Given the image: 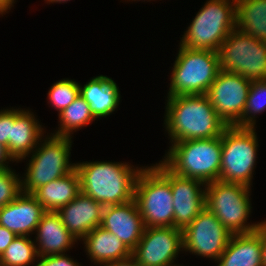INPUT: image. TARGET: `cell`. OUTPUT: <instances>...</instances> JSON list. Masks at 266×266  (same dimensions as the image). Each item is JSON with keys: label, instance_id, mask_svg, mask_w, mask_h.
<instances>
[{"label": "cell", "instance_id": "6da1fadb", "mask_svg": "<svg viewBox=\"0 0 266 266\" xmlns=\"http://www.w3.org/2000/svg\"><path fill=\"white\" fill-rule=\"evenodd\" d=\"M166 101L164 125L169 143L219 137L227 127L206 94L167 96Z\"/></svg>", "mask_w": 266, "mask_h": 266}, {"label": "cell", "instance_id": "7a4b0ae2", "mask_svg": "<svg viewBox=\"0 0 266 266\" xmlns=\"http://www.w3.org/2000/svg\"><path fill=\"white\" fill-rule=\"evenodd\" d=\"M141 167L126 162L84 161L76 163L80 192L104 207L127 203L134 199L135 182Z\"/></svg>", "mask_w": 266, "mask_h": 266}, {"label": "cell", "instance_id": "3957f363", "mask_svg": "<svg viewBox=\"0 0 266 266\" xmlns=\"http://www.w3.org/2000/svg\"><path fill=\"white\" fill-rule=\"evenodd\" d=\"M221 136L171 143L161 162L174 174L197 179L205 185L219 180Z\"/></svg>", "mask_w": 266, "mask_h": 266}, {"label": "cell", "instance_id": "277c9868", "mask_svg": "<svg viewBox=\"0 0 266 266\" xmlns=\"http://www.w3.org/2000/svg\"><path fill=\"white\" fill-rule=\"evenodd\" d=\"M134 200L145 227H174L170 170L161 161L139 172Z\"/></svg>", "mask_w": 266, "mask_h": 266}, {"label": "cell", "instance_id": "5b68a950", "mask_svg": "<svg viewBox=\"0 0 266 266\" xmlns=\"http://www.w3.org/2000/svg\"><path fill=\"white\" fill-rule=\"evenodd\" d=\"M236 29L235 0H207L188 25L180 46L219 51L222 42Z\"/></svg>", "mask_w": 266, "mask_h": 266}, {"label": "cell", "instance_id": "8992f818", "mask_svg": "<svg viewBox=\"0 0 266 266\" xmlns=\"http://www.w3.org/2000/svg\"><path fill=\"white\" fill-rule=\"evenodd\" d=\"M72 137L48 135L43 137L31 152L24 176H21L23 193L32 194L49 182L62 178L76 169V163L69 161Z\"/></svg>", "mask_w": 266, "mask_h": 266}, {"label": "cell", "instance_id": "52a82bcc", "mask_svg": "<svg viewBox=\"0 0 266 266\" xmlns=\"http://www.w3.org/2000/svg\"><path fill=\"white\" fill-rule=\"evenodd\" d=\"M220 71L219 53L179 45L167 96L204 95Z\"/></svg>", "mask_w": 266, "mask_h": 266}, {"label": "cell", "instance_id": "ba28073f", "mask_svg": "<svg viewBox=\"0 0 266 266\" xmlns=\"http://www.w3.org/2000/svg\"><path fill=\"white\" fill-rule=\"evenodd\" d=\"M251 188L240 183L219 180L206 184V207L232 235L256 231L263 222H247L252 211Z\"/></svg>", "mask_w": 266, "mask_h": 266}, {"label": "cell", "instance_id": "9c48e42d", "mask_svg": "<svg viewBox=\"0 0 266 266\" xmlns=\"http://www.w3.org/2000/svg\"><path fill=\"white\" fill-rule=\"evenodd\" d=\"M255 128L227 126L221 136L219 181L252 186L259 146Z\"/></svg>", "mask_w": 266, "mask_h": 266}, {"label": "cell", "instance_id": "30bf717a", "mask_svg": "<svg viewBox=\"0 0 266 266\" xmlns=\"http://www.w3.org/2000/svg\"><path fill=\"white\" fill-rule=\"evenodd\" d=\"M220 70L239 74L249 81L266 79V42L234 29L218 51Z\"/></svg>", "mask_w": 266, "mask_h": 266}, {"label": "cell", "instance_id": "8fae6325", "mask_svg": "<svg viewBox=\"0 0 266 266\" xmlns=\"http://www.w3.org/2000/svg\"><path fill=\"white\" fill-rule=\"evenodd\" d=\"M231 235L213 212L205 207L182 230L183 251L216 262L227 247Z\"/></svg>", "mask_w": 266, "mask_h": 266}, {"label": "cell", "instance_id": "7c38bea8", "mask_svg": "<svg viewBox=\"0 0 266 266\" xmlns=\"http://www.w3.org/2000/svg\"><path fill=\"white\" fill-rule=\"evenodd\" d=\"M251 81L220 70L206 95L220 119L227 126H236L243 117Z\"/></svg>", "mask_w": 266, "mask_h": 266}, {"label": "cell", "instance_id": "4fadbf2b", "mask_svg": "<svg viewBox=\"0 0 266 266\" xmlns=\"http://www.w3.org/2000/svg\"><path fill=\"white\" fill-rule=\"evenodd\" d=\"M183 251L182 230L175 227H145L132 250V257L141 266H172Z\"/></svg>", "mask_w": 266, "mask_h": 266}, {"label": "cell", "instance_id": "5bb4252c", "mask_svg": "<svg viewBox=\"0 0 266 266\" xmlns=\"http://www.w3.org/2000/svg\"><path fill=\"white\" fill-rule=\"evenodd\" d=\"M173 195L174 227L183 230L206 207V185L192 178H185L170 171Z\"/></svg>", "mask_w": 266, "mask_h": 266}, {"label": "cell", "instance_id": "9a60e30c", "mask_svg": "<svg viewBox=\"0 0 266 266\" xmlns=\"http://www.w3.org/2000/svg\"><path fill=\"white\" fill-rule=\"evenodd\" d=\"M101 227L116 235L131 251L141 239L145 225L135 200L105 206Z\"/></svg>", "mask_w": 266, "mask_h": 266}, {"label": "cell", "instance_id": "2e32d148", "mask_svg": "<svg viewBox=\"0 0 266 266\" xmlns=\"http://www.w3.org/2000/svg\"><path fill=\"white\" fill-rule=\"evenodd\" d=\"M103 209L101 203L80 192L57 213L68 231L81 241L91 230L101 225Z\"/></svg>", "mask_w": 266, "mask_h": 266}, {"label": "cell", "instance_id": "e0dca14e", "mask_svg": "<svg viewBox=\"0 0 266 266\" xmlns=\"http://www.w3.org/2000/svg\"><path fill=\"white\" fill-rule=\"evenodd\" d=\"M45 212L32 194L22 192L15 200L0 209V225L16 236H30L35 233Z\"/></svg>", "mask_w": 266, "mask_h": 266}, {"label": "cell", "instance_id": "ac0fdd59", "mask_svg": "<svg viewBox=\"0 0 266 266\" xmlns=\"http://www.w3.org/2000/svg\"><path fill=\"white\" fill-rule=\"evenodd\" d=\"M34 115L31 110L13 108V125H11L8 152L16 163L26 159V156L31 154L44 137V126Z\"/></svg>", "mask_w": 266, "mask_h": 266}, {"label": "cell", "instance_id": "d6986e66", "mask_svg": "<svg viewBox=\"0 0 266 266\" xmlns=\"http://www.w3.org/2000/svg\"><path fill=\"white\" fill-rule=\"evenodd\" d=\"M34 239L38 257L65 254L78 241L63 225L57 212L46 211L37 225Z\"/></svg>", "mask_w": 266, "mask_h": 266}, {"label": "cell", "instance_id": "ffe728a7", "mask_svg": "<svg viewBox=\"0 0 266 266\" xmlns=\"http://www.w3.org/2000/svg\"><path fill=\"white\" fill-rule=\"evenodd\" d=\"M217 266H263L261 225L250 233L231 235Z\"/></svg>", "mask_w": 266, "mask_h": 266}, {"label": "cell", "instance_id": "44dd1931", "mask_svg": "<svg viewBox=\"0 0 266 266\" xmlns=\"http://www.w3.org/2000/svg\"><path fill=\"white\" fill-rule=\"evenodd\" d=\"M79 92L96 119L109 116L120 104L119 87L105 75L91 78L84 86L79 83Z\"/></svg>", "mask_w": 266, "mask_h": 266}, {"label": "cell", "instance_id": "7402d4cb", "mask_svg": "<svg viewBox=\"0 0 266 266\" xmlns=\"http://www.w3.org/2000/svg\"><path fill=\"white\" fill-rule=\"evenodd\" d=\"M81 241L87 257L96 266L132 256V251L115 234L101 226L91 230Z\"/></svg>", "mask_w": 266, "mask_h": 266}, {"label": "cell", "instance_id": "603a6c76", "mask_svg": "<svg viewBox=\"0 0 266 266\" xmlns=\"http://www.w3.org/2000/svg\"><path fill=\"white\" fill-rule=\"evenodd\" d=\"M80 193V178L73 170L62 178L53 180L36 189L32 195L43 206L45 211L57 212Z\"/></svg>", "mask_w": 266, "mask_h": 266}, {"label": "cell", "instance_id": "cb8c5ba5", "mask_svg": "<svg viewBox=\"0 0 266 266\" xmlns=\"http://www.w3.org/2000/svg\"><path fill=\"white\" fill-rule=\"evenodd\" d=\"M236 29L266 42V0H236Z\"/></svg>", "mask_w": 266, "mask_h": 266}, {"label": "cell", "instance_id": "d4e9b609", "mask_svg": "<svg viewBox=\"0 0 266 266\" xmlns=\"http://www.w3.org/2000/svg\"><path fill=\"white\" fill-rule=\"evenodd\" d=\"M59 127L52 135L72 137L73 132L86 127L96 118L90 110L89 104L79 95L73 103L66 107L59 115Z\"/></svg>", "mask_w": 266, "mask_h": 266}, {"label": "cell", "instance_id": "484cf974", "mask_svg": "<svg viewBox=\"0 0 266 266\" xmlns=\"http://www.w3.org/2000/svg\"><path fill=\"white\" fill-rule=\"evenodd\" d=\"M36 260L38 254L31 236H17L0 257V266H36Z\"/></svg>", "mask_w": 266, "mask_h": 266}, {"label": "cell", "instance_id": "4316f807", "mask_svg": "<svg viewBox=\"0 0 266 266\" xmlns=\"http://www.w3.org/2000/svg\"><path fill=\"white\" fill-rule=\"evenodd\" d=\"M264 110H266V79L251 81L243 117L236 126L255 128L256 116Z\"/></svg>", "mask_w": 266, "mask_h": 266}, {"label": "cell", "instance_id": "83f0119b", "mask_svg": "<svg viewBox=\"0 0 266 266\" xmlns=\"http://www.w3.org/2000/svg\"><path fill=\"white\" fill-rule=\"evenodd\" d=\"M48 103L58 115L80 95L79 83L73 79H62L52 84L48 91Z\"/></svg>", "mask_w": 266, "mask_h": 266}, {"label": "cell", "instance_id": "f1b7e54d", "mask_svg": "<svg viewBox=\"0 0 266 266\" xmlns=\"http://www.w3.org/2000/svg\"><path fill=\"white\" fill-rule=\"evenodd\" d=\"M21 193V176L12 168L0 171V209Z\"/></svg>", "mask_w": 266, "mask_h": 266}, {"label": "cell", "instance_id": "f546056e", "mask_svg": "<svg viewBox=\"0 0 266 266\" xmlns=\"http://www.w3.org/2000/svg\"><path fill=\"white\" fill-rule=\"evenodd\" d=\"M11 125H13V107L0 110V144L8 149L11 140Z\"/></svg>", "mask_w": 266, "mask_h": 266}, {"label": "cell", "instance_id": "4dcf8cb0", "mask_svg": "<svg viewBox=\"0 0 266 266\" xmlns=\"http://www.w3.org/2000/svg\"><path fill=\"white\" fill-rule=\"evenodd\" d=\"M66 254L38 257L36 266H81Z\"/></svg>", "mask_w": 266, "mask_h": 266}, {"label": "cell", "instance_id": "1f68e13d", "mask_svg": "<svg viewBox=\"0 0 266 266\" xmlns=\"http://www.w3.org/2000/svg\"><path fill=\"white\" fill-rule=\"evenodd\" d=\"M16 237L12 231L0 225V257Z\"/></svg>", "mask_w": 266, "mask_h": 266}, {"label": "cell", "instance_id": "d6a6232c", "mask_svg": "<svg viewBox=\"0 0 266 266\" xmlns=\"http://www.w3.org/2000/svg\"><path fill=\"white\" fill-rule=\"evenodd\" d=\"M9 161L15 162V160L9 154L7 147L0 144V171L9 169L11 167L9 166Z\"/></svg>", "mask_w": 266, "mask_h": 266}, {"label": "cell", "instance_id": "836d02e7", "mask_svg": "<svg viewBox=\"0 0 266 266\" xmlns=\"http://www.w3.org/2000/svg\"><path fill=\"white\" fill-rule=\"evenodd\" d=\"M100 266H141L132 256L119 261L102 264Z\"/></svg>", "mask_w": 266, "mask_h": 266}, {"label": "cell", "instance_id": "e575fe53", "mask_svg": "<svg viewBox=\"0 0 266 266\" xmlns=\"http://www.w3.org/2000/svg\"><path fill=\"white\" fill-rule=\"evenodd\" d=\"M262 262L266 266V220L261 223Z\"/></svg>", "mask_w": 266, "mask_h": 266}, {"label": "cell", "instance_id": "d590c367", "mask_svg": "<svg viewBox=\"0 0 266 266\" xmlns=\"http://www.w3.org/2000/svg\"><path fill=\"white\" fill-rule=\"evenodd\" d=\"M16 0H0V15L3 16L5 13H8L13 6Z\"/></svg>", "mask_w": 266, "mask_h": 266}, {"label": "cell", "instance_id": "8d00e7d4", "mask_svg": "<svg viewBox=\"0 0 266 266\" xmlns=\"http://www.w3.org/2000/svg\"><path fill=\"white\" fill-rule=\"evenodd\" d=\"M44 1H46L47 3H64V2H68V1H70V0H44Z\"/></svg>", "mask_w": 266, "mask_h": 266}, {"label": "cell", "instance_id": "74e56055", "mask_svg": "<svg viewBox=\"0 0 266 266\" xmlns=\"http://www.w3.org/2000/svg\"><path fill=\"white\" fill-rule=\"evenodd\" d=\"M129 1H131V0H129ZM132 1H138V2H139V1H141V0H132ZM142 1H143V0H142ZM144 1H145V0H144ZM148 1H151V0H147V2H148ZM127 2H128V0H127Z\"/></svg>", "mask_w": 266, "mask_h": 266}]
</instances>
